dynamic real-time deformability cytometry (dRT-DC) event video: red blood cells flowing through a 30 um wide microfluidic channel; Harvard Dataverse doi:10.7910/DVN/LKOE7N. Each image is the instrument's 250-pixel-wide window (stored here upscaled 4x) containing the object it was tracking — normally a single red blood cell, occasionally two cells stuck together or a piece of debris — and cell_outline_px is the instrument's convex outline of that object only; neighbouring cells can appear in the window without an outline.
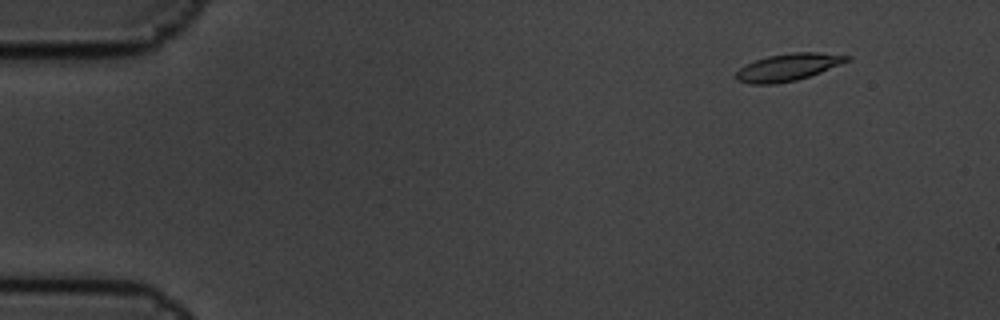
{"species": "common noctule bat (a hibernating species)", "species_latin": "Nyctalus noctula", "temperature_condition": "cold", "stored_images_in_passage": 8, "camera_frame_rate_fps": 3000, "um_per_image_px": 0.085, "animal": {"sex": "male", "body_mass_g": 19.5, "forearm_length_mm": 54.6}, "frame": {"image": 1, "passage_image": 2, "time_ms": 0.333, "image_size_px": [1000, 320], "cell_outline_px": [[852, 60], [820, 72], [796, 80], [776, 84], [752, 84], [736, 80], [736, 72], [740, 68], [756, 60], [768, 56], [792, 52], [816, 52], [852, 56]], "centroid_in_image_um": [67.02, 5.71], "position_along_channel_um": 18.0, "area_um2": 17.46}}
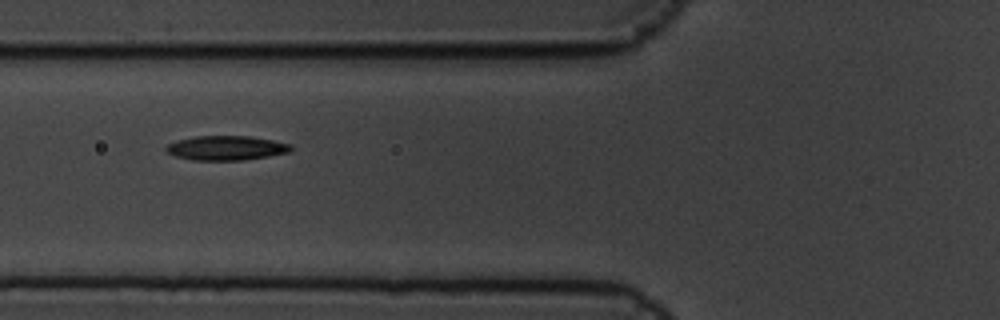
{"frame": {"image": 2, "passage_image": 7, "time_ms": 2.0, "image_size_px": [1000, 320], "cell_outline_px": [[292, 148], [288, 152], [268, 156], [240, 160], [192, 160], [176, 156], [168, 152], [164, 148], [168, 144], [176, 140], [196, 136], [252, 136], [292, 144]], "centroid_in_image_um": [19.22, 12.57], "position_along_channel_um": 106.6, "area_um2": 17.69}}
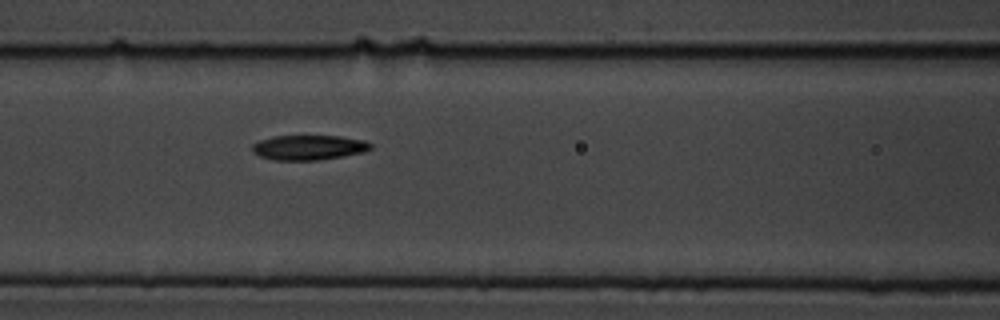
{"frame": {"image": 3, "passage_image": 8, "time_ms": 2.333, "image_size_px": [1000, 320], "cell_outline_px": [[372, 148], [364, 152], [316, 160], [272, 160], [260, 156], [252, 152], [252, 144], [260, 140], [272, 136], [340, 136], [364, 140], [372, 144]], "centroid_in_image_um": [26.21, 12.53], "position_along_channel_um": 140.4, "area_um2": 17.11}}